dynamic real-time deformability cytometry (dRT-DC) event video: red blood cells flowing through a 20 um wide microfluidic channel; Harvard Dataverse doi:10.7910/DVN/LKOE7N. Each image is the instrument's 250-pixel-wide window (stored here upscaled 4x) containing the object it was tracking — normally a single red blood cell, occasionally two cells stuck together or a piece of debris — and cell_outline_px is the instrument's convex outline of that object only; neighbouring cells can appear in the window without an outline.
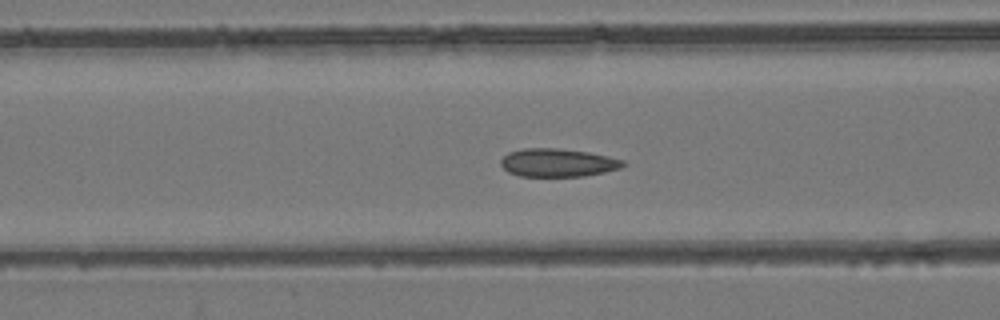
{"species": "common noctule bat (a hibernating species)", "species_latin": "Nyctalus noctula", "temperature_condition": "room temperature", "stored_images_in_passage": 30, "camera_frame_rate_fps": 3000, "um_per_image_px": 0.085, "animal": {"sex": "female", "body_mass_g": 24.6, "forearm_length_mm": 56.2}, "frame": {"image": 1, "passage_image": 5, "time_ms": 1.333, "image_size_px": [1000, 320], "cell_outline_px": [[628, 164], [620, 168], [604, 172], [584, 176], [520, 176], [508, 172], [500, 164], [500, 160], [508, 152], [524, 148], [556, 148], [588, 152], [608, 156], [624, 160]], "centroid_in_image_um": [47.42, 13.82], "position_along_channel_um": 119.2, "area_um2": 20.11}}
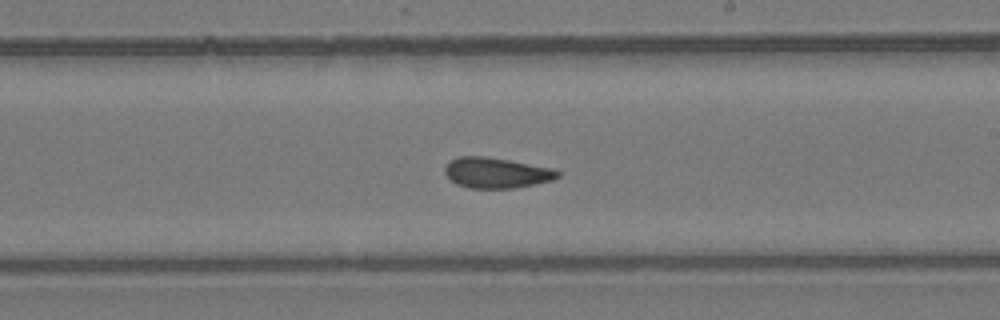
{"frame": {"image": 2, "passage_image": 15, "time_ms": 4.667, "image_size_px": [1000, 320], "cell_outline_px": [[560, 176], [552, 180], [512, 188], [472, 188], [456, 184], [444, 172], [444, 168], [452, 160], [460, 156], [484, 156], [508, 160], [552, 168], [560, 172]], "centroid_in_image_um": [42.19, 14.68], "position_along_channel_um": 246.8, "area_um2": 19.71}}
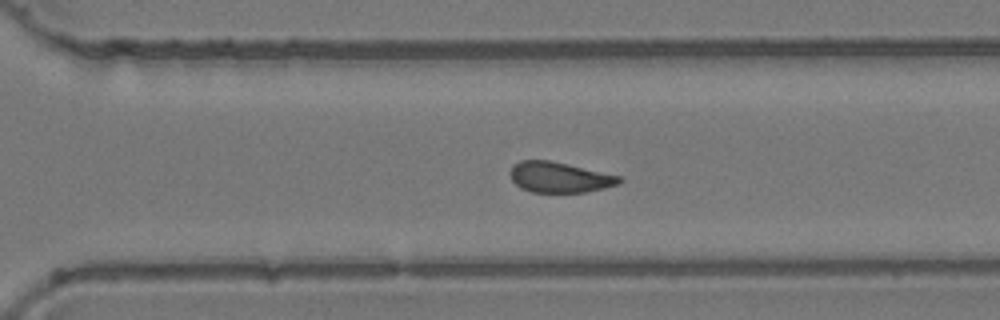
{"frame": {"image": 3, "passage_image": 21, "time_ms": 6.667, "image_size_px": [1000, 320], "cell_outline_px": [[624, 180], [620, 184], [604, 188], [584, 192], [532, 192], [520, 188], [512, 180], [508, 172], [512, 164], [520, 160], [548, 160], [568, 164], [624, 176]], "centroid_in_image_um": [47.57, 15.06], "position_along_channel_um": 323.0, "area_um2": 19.77}, "authors_computed_cell_mechanics": {"area_um2": 20.2011, "velocity_mm_per_s": 3.8335, "shape_relaxation_time_tau1_ms": null, "shape_relaxation_time_tau2_ms": 2.2519, "deformation_change_tau1": null, "deformation_change_tau2": 0.0637}}